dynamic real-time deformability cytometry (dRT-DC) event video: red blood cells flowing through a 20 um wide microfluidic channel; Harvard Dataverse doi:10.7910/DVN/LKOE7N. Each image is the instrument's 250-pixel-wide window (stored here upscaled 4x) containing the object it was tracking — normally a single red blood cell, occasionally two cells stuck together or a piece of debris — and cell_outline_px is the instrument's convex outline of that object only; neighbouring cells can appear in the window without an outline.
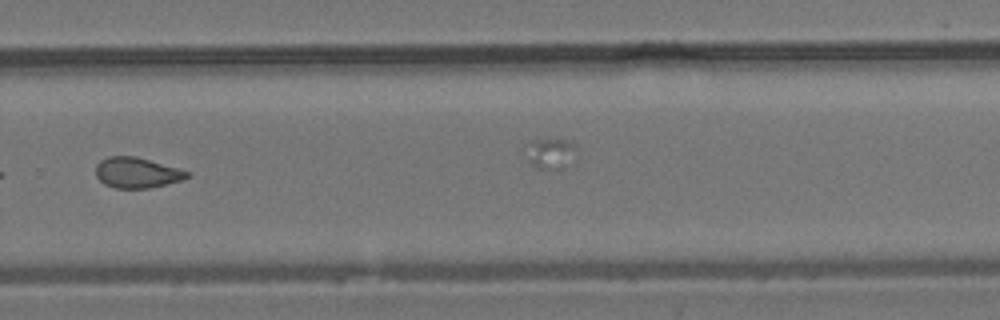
{"species": "common noctule bat (a hibernating species)", "species_latin": "Nyctalus noctula", "temperature_condition": "room temperature", "stored_images_in_passage": 13, "camera_frame_rate_fps": 3000, "um_per_image_px": 0.085, "animal": {"sex": "male", "body_mass_g": 19.2, "forearm_length_mm": 51.8}, "frame": {"image": 1, "passage_image": 9, "time_ms": 10.0, "image_size_px": [1000, 320], "cell_outline_px": [[192, 176], [184, 180], [148, 188], [116, 188], [104, 184], [96, 176], [96, 164], [100, 160], [108, 156], [136, 156], [176, 168], [188, 172]], "centroid_in_image_um": [11.62, 14.68], "position_along_channel_um": 318.2, "area_um2": 16.18}}